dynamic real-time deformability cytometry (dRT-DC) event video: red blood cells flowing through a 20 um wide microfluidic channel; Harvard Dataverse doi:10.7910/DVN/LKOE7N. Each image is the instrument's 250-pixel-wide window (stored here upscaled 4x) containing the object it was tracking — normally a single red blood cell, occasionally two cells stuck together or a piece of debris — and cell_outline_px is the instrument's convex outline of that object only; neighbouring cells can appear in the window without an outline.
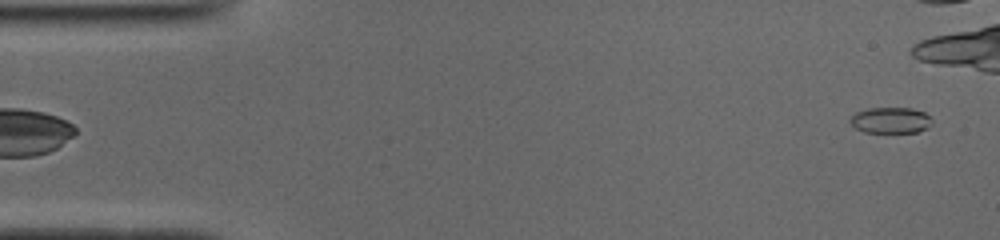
{"species": "common noctule bat (a hibernating species)", "species_latin": "Nyctalus noctula", "temperature_condition": "cold", "stored_images_in_passage": 40, "camera_frame_rate_fps": 3000, "um_per_image_px": 0.085, "animal": {"sex": "male", "body_mass_g": 19.0, "forearm_length_mm": 50.8}, "frame": {"image": 1, "passage_image": 1, "time_ms": 0.0, "image_size_px": [1000, 240], "cell_outline_px": [[932, 124], [928, 128], [916, 132], [864, 132], [856, 128], [848, 120], [856, 112], [868, 108], [912, 108], [924, 112], [932, 120]], "centroid_in_image_um": [75.71, 10.22], "position_along_channel_um": 9.3, "area_um2": 12.37}}
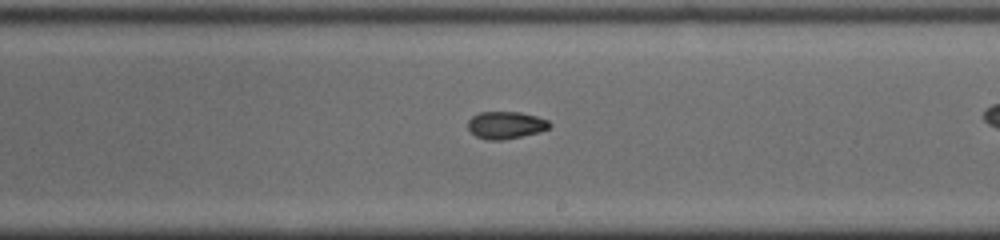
{"frame": {"image": 2, "passage_image": 28, "time_ms": 9.0, "image_size_px": [1000, 240], "cell_outline_px": [[552, 124], [548, 128], [540, 132], [504, 140], [488, 140], [476, 136], [468, 128], [468, 120], [472, 116], [480, 112], [520, 112], [536, 116], [548, 120]], "centroid_in_image_um": [43.0, 10.63], "position_along_channel_um": 246.0, "area_um2": 13.01}}
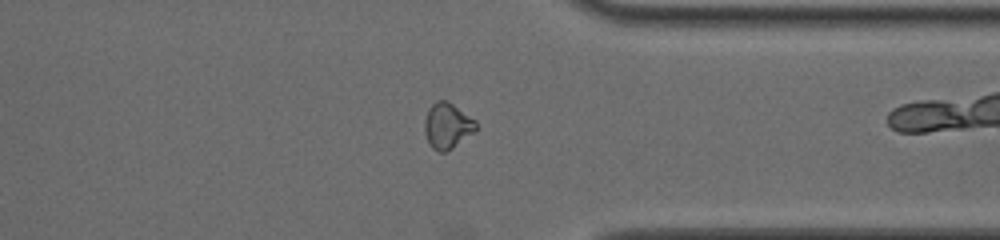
{"frame": {"image": 3, "passage_image": 38, "time_ms": 12.333, "image_size_px": [1000, 240], "cell_outline_px": [[476, 132], [452, 148], [444, 152], [440, 152], [432, 148], [424, 132], [424, 120], [428, 108], [436, 100], [448, 100], [476, 120]], "centroid_in_image_um": [38.03, 10.67], "position_along_channel_um": 373.4, "area_um2": 13.87}}